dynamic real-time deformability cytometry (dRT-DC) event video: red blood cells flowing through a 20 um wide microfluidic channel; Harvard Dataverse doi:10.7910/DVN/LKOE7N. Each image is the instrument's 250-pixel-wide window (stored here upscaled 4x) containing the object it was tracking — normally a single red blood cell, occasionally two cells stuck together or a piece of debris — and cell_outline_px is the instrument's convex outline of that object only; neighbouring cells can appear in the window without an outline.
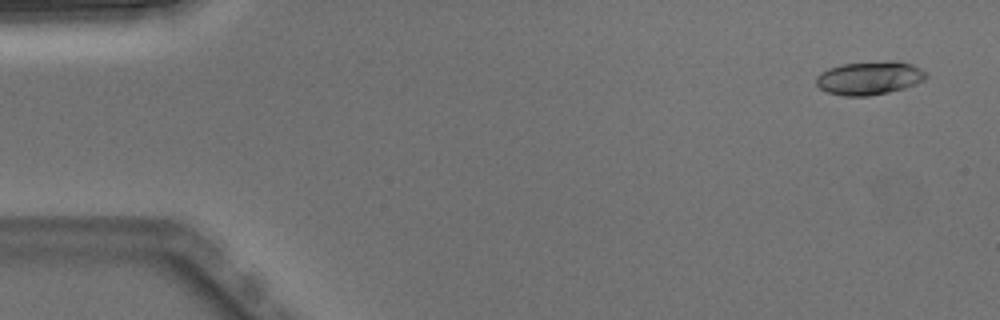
{"species": "Egyptian fruit bat (a non-hibernating species)", "species_latin": "Rousettus aegyptiacus", "temperature_condition": "warm", "stored_images_in_passage": 5, "camera_frame_rate_fps": 3000, "um_per_image_px": 0.085, "animal": {"sex": "male"}, "frame": {"image": 1, "passage_image": 1, "time_ms": 0.0, "image_size_px": [1000, 320], "cell_outline_px": [[928, 76], [924, 80], [916, 84], [904, 88], [888, 92], [868, 96], [844, 96], [828, 92], [820, 88], [816, 84], [816, 76], [820, 72], [828, 68], [844, 64], [888, 60], [896, 60], [912, 64], [920, 68]], "centroid_in_image_um": [73.9, 6.62], "position_along_channel_um": 11.1, "area_um2": 21.5}}
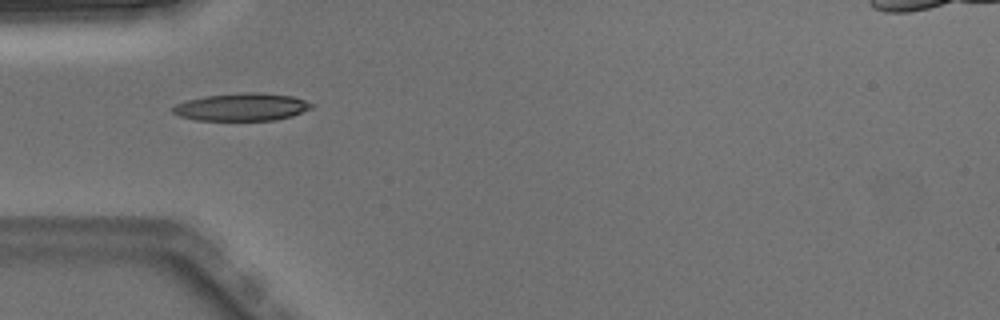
{"frame": {"image": 2, "passage_image": 4, "time_ms": 1.0, "image_size_px": [1000, 320], "cell_outline_px": [[312, 108], [292, 116], [276, 120], [196, 120], [180, 116], [172, 112], [172, 108], [176, 104], [188, 100], [204, 96], [244, 92], [260, 92], [292, 96], [304, 100], [312, 104]], "centroid_in_image_um": [20.55, 9.09], "position_along_channel_um": 64.4, "area_um2": 22.25}}